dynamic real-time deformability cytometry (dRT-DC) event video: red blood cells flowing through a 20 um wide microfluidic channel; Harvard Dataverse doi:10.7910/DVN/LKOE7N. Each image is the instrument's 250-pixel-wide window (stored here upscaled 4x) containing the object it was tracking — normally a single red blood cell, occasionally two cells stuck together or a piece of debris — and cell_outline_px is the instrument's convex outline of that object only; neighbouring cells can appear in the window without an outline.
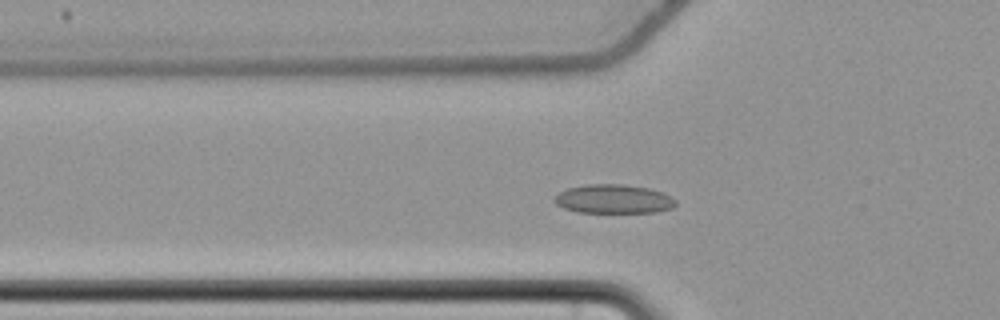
{"species": "common noctule bat (a hibernating species)", "species_latin": "Nyctalus noctula", "temperature_condition": "cold", "stored_images_in_passage": 48, "camera_frame_rate_fps": 3000, "um_per_image_px": 0.085, "animal": {"sex": "female", "body_mass_g": 22.7, "forearm_length_mm": 54.2}, "frame": {"image": 1, "passage_image": 11, "time_ms": 3.333, "image_size_px": [1000, 320], "cell_outline_px": [[676, 204], [672, 208], [656, 212], [576, 212], [564, 208], [556, 204], [552, 200], [560, 192], [568, 188], [588, 184], [624, 184], [648, 188], [672, 196], [676, 200]], "centroid_in_image_um": [52.15, 16.91], "position_along_channel_um": 73.6, "area_um2": 20.4}}
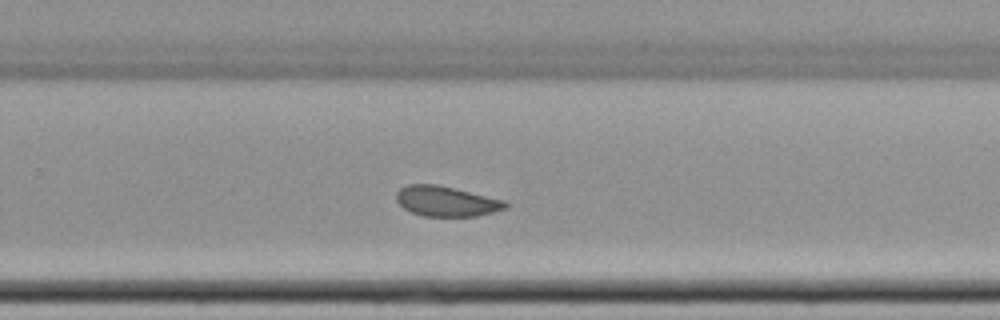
{"frame": {"image": 2, "passage_image": 29, "time_ms": 9.333, "image_size_px": [1000, 320], "cell_outline_px": [[508, 208], [476, 216], [424, 216], [412, 212], [404, 208], [396, 200], [396, 192], [400, 188], [408, 184], [436, 184], [456, 188], [504, 200], [508, 204]], "centroid_in_image_um": [37.93, 17.1], "position_along_channel_um": 291.9, "area_um2": 19.19}}
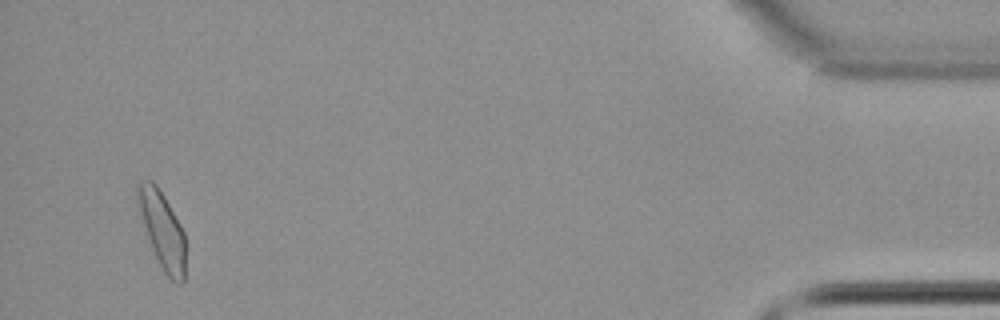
{"frame": {"image": 3, "passage_image": 46, "time_ms": 15.0, "image_size_px": [1000, 320], "cell_outline_px": [[184, 284], [176, 284], [164, 272], [152, 248], [136, 200], [136, 184], [140, 180], [152, 180], [156, 184], [164, 196], [180, 224], [184, 232]], "centroid_in_image_um": [13.78, 19.51], "position_along_channel_um": 421.4, "area_um2": 20.98}, "authors_computed_cell_mechanics": {"area_um2": 19.9988, "velocity_mm_per_s": 3.6517, "shape_relaxation_time_tau1_ms": null, "shape_relaxation_time_tau2_ms": 1.8084, "deformation_change_tau1": null, "deformation_change_tau2": 0.0423}}